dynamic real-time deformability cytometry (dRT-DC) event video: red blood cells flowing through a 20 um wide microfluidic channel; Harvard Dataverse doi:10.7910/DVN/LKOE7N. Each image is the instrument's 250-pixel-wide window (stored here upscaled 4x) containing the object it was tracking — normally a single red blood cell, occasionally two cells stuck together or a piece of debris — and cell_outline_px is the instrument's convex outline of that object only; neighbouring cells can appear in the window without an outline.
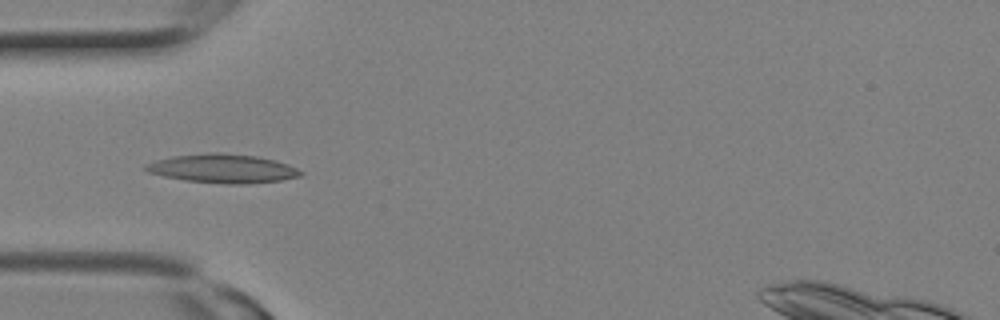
{"species": "Egyptian fruit bat (a non-hibernating species)", "species_latin": "Rousettus aegyptiacus", "temperature_condition": "room temperature", "stored_images_in_passage": 3, "camera_frame_rate_fps": 3000, "um_per_image_px": 0.085, "animal": {"sex": "female"}, "frame": {"image": 1, "passage_image": 2, "time_ms": 0.333, "image_size_px": [1000, 320], "cell_outline_px": [[304, 176], [280, 180], [248, 184], [224, 184], [184, 180], [164, 176], [148, 172], [144, 168], [144, 164], [156, 160], [172, 156], [212, 152], [216, 152], [256, 156], [288, 164], [304, 172]], "centroid_in_image_um": [18.93, 14.33], "position_along_channel_um": 66.1, "area_um2": 26.07}}